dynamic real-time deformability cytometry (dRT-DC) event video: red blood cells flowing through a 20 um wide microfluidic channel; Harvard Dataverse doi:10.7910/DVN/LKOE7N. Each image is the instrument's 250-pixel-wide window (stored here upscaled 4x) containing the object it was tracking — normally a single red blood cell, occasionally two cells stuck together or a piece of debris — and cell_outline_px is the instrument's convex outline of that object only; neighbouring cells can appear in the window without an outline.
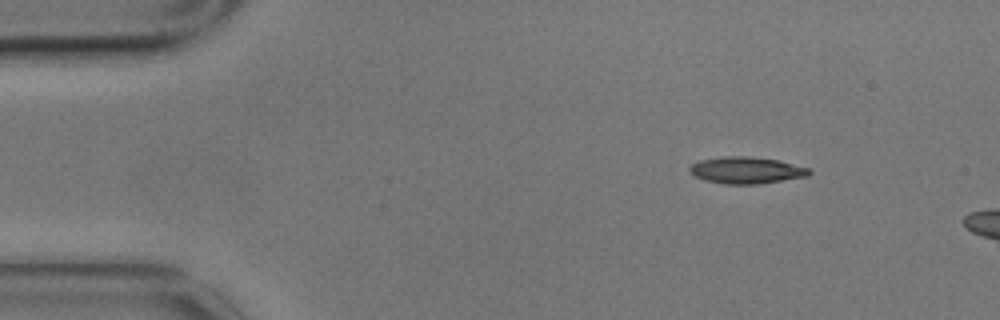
{"species": "common noctule bat (a hibernating species)", "species_latin": "Nyctalus noctula", "temperature_condition": "cold", "stored_images_in_passage": 3, "camera_frame_rate_fps": 3000, "um_per_image_px": 0.085, "animal": {"sex": "male", "body_mass_g": 17.9}, "frame": {"image": 1, "passage_image": 1, "time_ms": 0.0, "image_size_px": [1000, 320], "cell_outline_px": [[812, 172], [808, 176], [760, 184], [724, 184], [704, 180], [692, 176], [688, 168], [692, 164], [700, 160], [724, 156], [752, 156], [776, 160], [808, 168]], "centroid_in_image_um": [63.39, 14.48], "position_along_channel_um": 21.6, "area_um2": 18.67}}